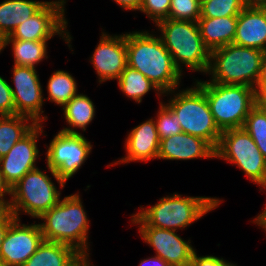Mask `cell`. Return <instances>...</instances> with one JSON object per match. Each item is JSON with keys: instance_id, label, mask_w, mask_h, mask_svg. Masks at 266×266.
Instances as JSON below:
<instances>
[{"instance_id": "8fae6325", "label": "cell", "mask_w": 266, "mask_h": 266, "mask_svg": "<svg viewBox=\"0 0 266 266\" xmlns=\"http://www.w3.org/2000/svg\"><path fill=\"white\" fill-rule=\"evenodd\" d=\"M46 148V167L55 171L67 183L84 165L93 145L82 133H66L61 130L53 136Z\"/></svg>"}, {"instance_id": "60d3db41", "label": "cell", "mask_w": 266, "mask_h": 266, "mask_svg": "<svg viewBox=\"0 0 266 266\" xmlns=\"http://www.w3.org/2000/svg\"><path fill=\"white\" fill-rule=\"evenodd\" d=\"M245 6L266 7V0H243Z\"/></svg>"}, {"instance_id": "1f68e13d", "label": "cell", "mask_w": 266, "mask_h": 266, "mask_svg": "<svg viewBox=\"0 0 266 266\" xmlns=\"http://www.w3.org/2000/svg\"><path fill=\"white\" fill-rule=\"evenodd\" d=\"M170 4L171 0H142L139 11L156 24L163 19H168Z\"/></svg>"}, {"instance_id": "52a82bcc", "label": "cell", "mask_w": 266, "mask_h": 266, "mask_svg": "<svg viewBox=\"0 0 266 266\" xmlns=\"http://www.w3.org/2000/svg\"><path fill=\"white\" fill-rule=\"evenodd\" d=\"M265 55L264 51L234 43L214 49L210 56L208 81L255 88Z\"/></svg>"}, {"instance_id": "7c38bea8", "label": "cell", "mask_w": 266, "mask_h": 266, "mask_svg": "<svg viewBox=\"0 0 266 266\" xmlns=\"http://www.w3.org/2000/svg\"><path fill=\"white\" fill-rule=\"evenodd\" d=\"M10 84L15 104V114L31 118L36 124L48 120L44 115L45 96L36 68L13 65ZM14 87V88H13Z\"/></svg>"}, {"instance_id": "3957f363", "label": "cell", "mask_w": 266, "mask_h": 266, "mask_svg": "<svg viewBox=\"0 0 266 266\" xmlns=\"http://www.w3.org/2000/svg\"><path fill=\"white\" fill-rule=\"evenodd\" d=\"M38 220L44 240L69 245L83 257H90V221L79 192L61 198Z\"/></svg>"}, {"instance_id": "4316f807", "label": "cell", "mask_w": 266, "mask_h": 266, "mask_svg": "<svg viewBox=\"0 0 266 266\" xmlns=\"http://www.w3.org/2000/svg\"><path fill=\"white\" fill-rule=\"evenodd\" d=\"M75 78L68 71L56 70L48 79L47 95L44 98L57 106L63 107L72 97L77 95L78 86Z\"/></svg>"}, {"instance_id": "83f0119b", "label": "cell", "mask_w": 266, "mask_h": 266, "mask_svg": "<svg viewBox=\"0 0 266 266\" xmlns=\"http://www.w3.org/2000/svg\"><path fill=\"white\" fill-rule=\"evenodd\" d=\"M243 128L266 159V111L257 103L245 119Z\"/></svg>"}, {"instance_id": "d4e9b609", "label": "cell", "mask_w": 266, "mask_h": 266, "mask_svg": "<svg viewBox=\"0 0 266 266\" xmlns=\"http://www.w3.org/2000/svg\"><path fill=\"white\" fill-rule=\"evenodd\" d=\"M47 42L48 41L3 39V49L12 45L11 50L14 58V65L36 68L41 61L43 62V60L48 58Z\"/></svg>"}, {"instance_id": "f546056e", "label": "cell", "mask_w": 266, "mask_h": 266, "mask_svg": "<svg viewBox=\"0 0 266 266\" xmlns=\"http://www.w3.org/2000/svg\"><path fill=\"white\" fill-rule=\"evenodd\" d=\"M163 101H160L158 113L154 117L160 140L182 132L177 115Z\"/></svg>"}, {"instance_id": "bcb514c9", "label": "cell", "mask_w": 266, "mask_h": 266, "mask_svg": "<svg viewBox=\"0 0 266 266\" xmlns=\"http://www.w3.org/2000/svg\"><path fill=\"white\" fill-rule=\"evenodd\" d=\"M209 0H199L200 4Z\"/></svg>"}, {"instance_id": "e575fe53", "label": "cell", "mask_w": 266, "mask_h": 266, "mask_svg": "<svg viewBox=\"0 0 266 266\" xmlns=\"http://www.w3.org/2000/svg\"><path fill=\"white\" fill-rule=\"evenodd\" d=\"M9 199H8V196ZM7 196V197H6ZM11 188L9 185L5 182L2 174L0 173V205L8 211L10 202H11Z\"/></svg>"}, {"instance_id": "484cf974", "label": "cell", "mask_w": 266, "mask_h": 266, "mask_svg": "<svg viewBox=\"0 0 266 266\" xmlns=\"http://www.w3.org/2000/svg\"><path fill=\"white\" fill-rule=\"evenodd\" d=\"M117 84L120 88L119 90L128 99L138 104L142 102V98L151 90L156 91L158 98L163 97L159 89L145 75L129 66L119 76Z\"/></svg>"}, {"instance_id": "2e32d148", "label": "cell", "mask_w": 266, "mask_h": 266, "mask_svg": "<svg viewBox=\"0 0 266 266\" xmlns=\"http://www.w3.org/2000/svg\"><path fill=\"white\" fill-rule=\"evenodd\" d=\"M142 241L151 246L159 256L171 266H190L196 249L191 245L190 238L186 241L178 231L160 229L153 226H138Z\"/></svg>"}, {"instance_id": "5b68a950", "label": "cell", "mask_w": 266, "mask_h": 266, "mask_svg": "<svg viewBox=\"0 0 266 266\" xmlns=\"http://www.w3.org/2000/svg\"><path fill=\"white\" fill-rule=\"evenodd\" d=\"M50 173L47 175L46 170L39 167L26 173L11 188V202L8 211L17 219H21L20 215H28L31 218L38 219L50 208L57 205L61 199V190L66 183L61 180L55 171L47 167ZM57 181L60 190L56 187L51 179Z\"/></svg>"}, {"instance_id": "ffe728a7", "label": "cell", "mask_w": 266, "mask_h": 266, "mask_svg": "<svg viewBox=\"0 0 266 266\" xmlns=\"http://www.w3.org/2000/svg\"><path fill=\"white\" fill-rule=\"evenodd\" d=\"M204 45L211 51L233 43L236 34L237 16L207 18L197 21Z\"/></svg>"}, {"instance_id": "ee69618b", "label": "cell", "mask_w": 266, "mask_h": 266, "mask_svg": "<svg viewBox=\"0 0 266 266\" xmlns=\"http://www.w3.org/2000/svg\"><path fill=\"white\" fill-rule=\"evenodd\" d=\"M2 51H4V49H3V39L0 36V53H2Z\"/></svg>"}, {"instance_id": "603a6c76", "label": "cell", "mask_w": 266, "mask_h": 266, "mask_svg": "<svg viewBox=\"0 0 266 266\" xmlns=\"http://www.w3.org/2000/svg\"><path fill=\"white\" fill-rule=\"evenodd\" d=\"M93 101L86 94L78 93L72 97L63 107V116L68 127H63L61 131L66 133H81V129L86 132L88 125L94 120L96 110Z\"/></svg>"}, {"instance_id": "7402d4cb", "label": "cell", "mask_w": 266, "mask_h": 266, "mask_svg": "<svg viewBox=\"0 0 266 266\" xmlns=\"http://www.w3.org/2000/svg\"><path fill=\"white\" fill-rule=\"evenodd\" d=\"M82 257L69 245L43 240L23 266H74Z\"/></svg>"}, {"instance_id": "8d00e7d4", "label": "cell", "mask_w": 266, "mask_h": 266, "mask_svg": "<svg viewBox=\"0 0 266 266\" xmlns=\"http://www.w3.org/2000/svg\"><path fill=\"white\" fill-rule=\"evenodd\" d=\"M254 89H255L257 97L262 94H266V55L264 56L259 78L256 82Z\"/></svg>"}, {"instance_id": "ab89813d", "label": "cell", "mask_w": 266, "mask_h": 266, "mask_svg": "<svg viewBox=\"0 0 266 266\" xmlns=\"http://www.w3.org/2000/svg\"><path fill=\"white\" fill-rule=\"evenodd\" d=\"M256 224L259 228L261 227L264 232H266V204L262 212L257 214L255 218L251 221V223Z\"/></svg>"}, {"instance_id": "ac0fdd59", "label": "cell", "mask_w": 266, "mask_h": 266, "mask_svg": "<svg viewBox=\"0 0 266 266\" xmlns=\"http://www.w3.org/2000/svg\"><path fill=\"white\" fill-rule=\"evenodd\" d=\"M196 158L215 159V149L204 139L185 132L160 140L157 160L186 161Z\"/></svg>"}, {"instance_id": "9c48e42d", "label": "cell", "mask_w": 266, "mask_h": 266, "mask_svg": "<svg viewBox=\"0 0 266 266\" xmlns=\"http://www.w3.org/2000/svg\"><path fill=\"white\" fill-rule=\"evenodd\" d=\"M215 158L236 165L260 191H266V159L243 127L222 132Z\"/></svg>"}, {"instance_id": "5bb4252c", "label": "cell", "mask_w": 266, "mask_h": 266, "mask_svg": "<svg viewBox=\"0 0 266 266\" xmlns=\"http://www.w3.org/2000/svg\"><path fill=\"white\" fill-rule=\"evenodd\" d=\"M43 240L39 223L22 224L21 219H16L2 242L0 262L7 266H23Z\"/></svg>"}, {"instance_id": "cb8c5ba5", "label": "cell", "mask_w": 266, "mask_h": 266, "mask_svg": "<svg viewBox=\"0 0 266 266\" xmlns=\"http://www.w3.org/2000/svg\"><path fill=\"white\" fill-rule=\"evenodd\" d=\"M37 124L23 115L0 116V158L27 135Z\"/></svg>"}, {"instance_id": "f6af8a7d", "label": "cell", "mask_w": 266, "mask_h": 266, "mask_svg": "<svg viewBox=\"0 0 266 266\" xmlns=\"http://www.w3.org/2000/svg\"><path fill=\"white\" fill-rule=\"evenodd\" d=\"M6 212V210L0 205V217Z\"/></svg>"}, {"instance_id": "30bf717a", "label": "cell", "mask_w": 266, "mask_h": 266, "mask_svg": "<svg viewBox=\"0 0 266 266\" xmlns=\"http://www.w3.org/2000/svg\"><path fill=\"white\" fill-rule=\"evenodd\" d=\"M67 0L48 1L37 13L19 24L12 34L4 39L30 41H49L58 35L68 45L71 52L72 39L68 31V20L65 15Z\"/></svg>"}, {"instance_id": "b9f144b4", "label": "cell", "mask_w": 266, "mask_h": 266, "mask_svg": "<svg viewBox=\"0 0 266 266\" xmlns=\"http://www.w3.org/2000/svg\"><path fill=\"white\" fill-rule=\"evenodd\" d=\"M89 258L82 257L74 266H94Z\"/></svg>"}, {"instance_id": "f1b7e54d", "label": "cell", "mask_w": 266, "mask_h": 266, "mask_svg": "<svg viewBox=\"0 0 266 266\" xmlns=\"http://www.w3.org/2000/svg\"><path fill=\"white\" fill-rule=\"evenodd\" d=\"M245 7L243 0H209L201 3L200 17L238 16Z\"/></svg>"}, {"instance_id": "7bdbcfd3", "label": "cell", "mask_w": 266, "mask_h": 266, "mask_svg": "<svg viewBox=\"0 0 266 266\" xmlns=\"http://www.w3.org/2000/svg\"><path fill=\"white\" fill-rule=\"evenodd\" d=\"M258 103L266 111V94H262V95L258 96Z\"/></svg>"}, {"instance_id": "6da1fadb", "label": "cell", "mask_w": 266, "mask_h": 266, "mask_svg": "<svg viewBox=\"0 0 266 266\" xmlns=\"http://www.w3.org/2000/svg\"><path fill=\"white\" fill-rule=\"evenodd\" d=\"M153 31L126 32L128 66L145 75L162 94L180 88L183 78L170 52Z\"/></svg>"}, {"instance_id": "836d02e7", "label": "cell", "mask_w": 266, "mask_h": 266, "mask_svg": "<svg viewBox=\"0 0 266 266\" xmlns=\"http://www.w3.org/2000/svg\"><path fill=\"white\" fill-rule=\"evenodd\" d=\"M190 266H237V263L229 262L224 258L213 255L199 256L197 251L193 253Z\"/></svg>"}, {"instance_id": "d6a6232c", "label": "cell", "mask_w": 266, "mask_h": 266, "mask_svg": "<svg viewBox=\"0 0 266 266\" xmlns=\"http://www.w3.org/2000/svg\"><path fill=\"white\" fill-rule=\"evenodd\" d=\"M15 115V104L10 83L0 75V116Z\"/></svg>"}, {"instance_id": "44dd1931", "label": "cell", "mask_w": 266, "mask_h": 266, "mask_svg": "<svg viewBox=\"0 0 266 266\" xmlns=\"http://www.w3.org/2000/svg\"><path fill=\"white\" fill-rule=\"evenodd\" d=\"M48 1L4 0L0 2V36L8 37L22 22L37 13Z\"/></svg>"}, {"instance_id": "e0dca14e", "label": "cell", "mask_w": 266, "mask_h": 266, "mask_svg": "<svg viewBox=\"0 0 266 266\" xmlns=\"http://www.w3.org/2000/svg\"><path fill=\"white\" fill-rule=\"evenodd\" d=\"M126 155L107 167L130 162H148L158 158L160 138L153 117L135 126L124 141Z\"/></svg>"}, {"instance_id": "4dcf8cb0", "label": "cell", "mask_w": 266, "mask_h": 266, "mask_svg": "<svg viewBox=\"0 0 266 266\" xmlns=\"http://www.w3.org/2000/svg\"><path fill=\"white\" fill-rule=\"evenodd\" d=\"M200 7L199 0H171L168 19L197 22Z\"/></svg>"}, {"instance_id": "8992f818", "label": "cell", "mask_w": 266, "mask_h": 266, "mask_svg": "<svg viewBox=\"0 0 266 266\" xmlns=\"http://www.w3.org/2000/svg\"><path fill=\"white\" fill-rule=\"evenodd\" d=\"M193 83L190 88L163 94L170 96L164 103L177 115L182 132L200 137L216 149L222 132L214 121L204 91Z\"/></svg>"}, {"instance_id": "f35d334b", "label": "cell", "mask_w": 266, "mask_h": 266, "mask_svg": "<svg viewBox=\"0 0 266 266\" xmlns=\"http://www.w3.org/2000/svg\"><path fill=\"white\" fill-rule=\"evenodd\" d=\"M139 266H171L159 256H152L146 259H141Z\"/></svg>"}, {"instance_id": "7a4b0ae2", "label": "cell", "mask_w": 266, "mask_h": 266, "mask_svg": "<svg viewBox=\"0 0 266 266\" xmlns=\"http://www.w3.org/2000/svg\"><path fill=\"white\" fill-rule=\"evenodd\" d=\"M224 200L217 197L183 196L177 192L160 198L149 207L131 215V225L153 226L160 229L184 230L207 213L214 211Z\"/></svg>"}, {"instance_id": "ba28073f", "label": "cell", "mask_w": 266, "mask_h": 266, "mask_svg": "<svg viewBox=\"0 0 266 266\" xmlns=\"http://www.w3.org/2000/svg\"><path fill=\"white\" fill-rule=\"evenodd\" d=\"M194 80L204 91L214 121L221 132L243 127L246 117L258 103L255 89L250 86Z\"/></svg>"}, {"instance_id": "7dc6e473", "label": "cell", "mask_w": 266, "mask_h": 266, "mask_svg": "<svg viewBox=\"0 0 266 266\" xmlns=\"http://www.w3.org/2000/svg\"><path fill=\"white\" fill-rule=\"evenodd\" d=\"M0 266H7V265H5L4 263H1V262H0Z\"/></svg>"}, {"instance_id": "277c9868", "label": "cell", "mask_w": 266, "mask_h": 266, "mask_svg": "<svg viewBox=\"0 0 266 266\" xmlns=\"http://www.w3.org/2000/svg\"><path fill=\"white\" fill-rule=\"evenodd\" d=\"M160 39L170 52L175 66L207 74L210 50L204 45L197 22L163 19L155 24Z\"/></svg>"}, {"instance_id": "4fadbf2b", "label": "cell", "mask_w": 266, "mask_h": 266, "mask_svg": "<svg viewBox=\"0 0 266 266\" xmlns=\"http://www.w3.org/2000/svg\"><path fill=\"white\" fill-rule=\"evenodd\" d=\"M44 125L37 124L27 135L0 158V173L10 188L14 186L26 173L37 168L36 163L40 158L38 140L45 136Z\"/></svg>"}, {"instance_id": "9a60e30c", "label": "cell", "mask_w": 266, "mask_h": 266, "mask_svg": "<svg viewBox=\"0 0 266 266\" xmlns=\"http://www.w3.org/2000/svg\"><path fill=\"white\" fill-rule=\"evenodd\" d=\"M96 45L90 62L97 74L99 84L110 80H117L128 66L126 33L108 34L104 29Z\"/></svg>"}, {"instance_id": "d6986e66", "label": "cell", "mask_w": 266, "mask_h": 266, "mask_svg": "<svg viewBox=\"0 0 266 266\" xmlns=\"http://www.w3.org/2000/svg\"><path fill=\"white\" fill-rule=\"evenodd\" d=\"M233 43L266 52V7L246 6L240 12Z\"/></svg>"}, {"instance_id": "d590c367", "label": "cell", "mask_w": 266, "mask_h": 266, "mask_svg": "<svg viewBox=\"0 0 266 266\" xmlns=\"http://www.w3.org/2000/svg\"><path fill=\"white\" fill-rule=\"evenodd\" d=\"M17 218L9 211H6L0 217V249L2 242L4 241L5 235L10 227V225L16 220Z\"/></svg>"}, {"instance_id": "74e56055", "label": "cell", "mask_w": 266, "mask_h": 266, "mask_svg": "<svg viewBox=\"0 0 266 266\" xmlns=\"http://www.w3.org/2000/svg\"><path fill=\"white\" fill-rule=\"evenodd\" d=\"M123 10L139 11L142 0H113Z\"/></svg>"}]
</instances>
